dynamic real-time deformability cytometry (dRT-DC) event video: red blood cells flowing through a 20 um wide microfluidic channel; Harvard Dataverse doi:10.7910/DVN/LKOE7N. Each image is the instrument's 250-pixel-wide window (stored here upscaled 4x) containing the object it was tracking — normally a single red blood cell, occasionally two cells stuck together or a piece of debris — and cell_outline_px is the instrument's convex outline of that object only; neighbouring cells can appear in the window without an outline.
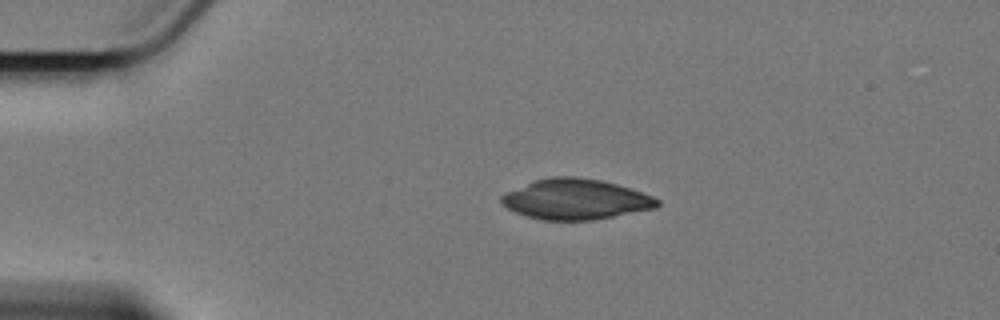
{"species": "Egyptian fruit bat (a non-hibernating species)", "species_latin": "Rousettus aegyptiacus", "temperature_condition": "cold", "stored_images_in_passage": 5, "camera_frame_rate_fps": 3000, "um_per_image_px": 0.085, "animal": {"sex": "female"}, "frame": {"image": 1, "passage_image": 3, "time_ms": 2.333, "image_size_px": [1000, 320], "cell_outline_px": [[660, 204], [656, 208], [592, 220], [540, 220], [524, 216], [500, 204], [500, 196], [504, 192], [532, 180], [552, 176], [576, 176], [600, 180], [632, 188], [652, 196], [660, 200]], "centroid_in_image_um": [48.88, 16.93], "position_along_channel_um": 36.1, "area_um2": 37.11}}